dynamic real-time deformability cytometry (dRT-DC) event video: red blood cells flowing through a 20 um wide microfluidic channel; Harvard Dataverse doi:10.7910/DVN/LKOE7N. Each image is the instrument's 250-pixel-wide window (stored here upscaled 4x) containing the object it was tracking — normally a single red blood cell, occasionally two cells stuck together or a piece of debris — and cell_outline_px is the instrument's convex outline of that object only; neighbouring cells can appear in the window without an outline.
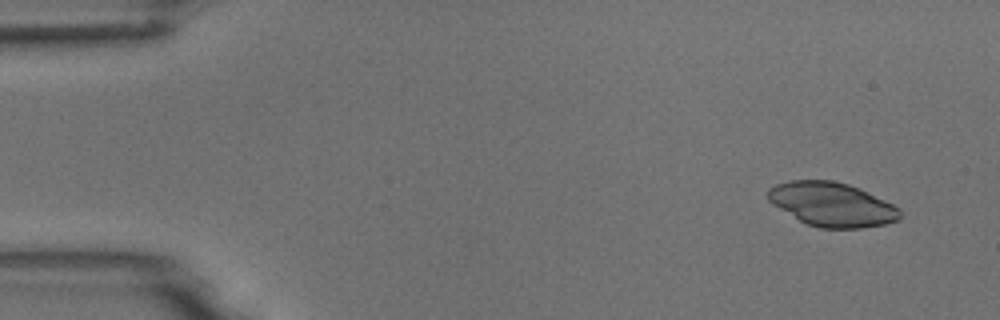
{"species": "common noctule bat (a hibernating species)", "species_latin": "Nyctalus noctula", "temperature_condition": "room temperature", "stored_images_in_passage": 5, "segment_of_instrument_passage": [2, 2], "camera_frame_rate_fps": 3000, "um_per_image_px": 0.085, "animal": {"sex": "male", "body_mass_g": 18.8}, "frame": {"image": 1, "passage_image": 5, "time_ms": 1.333, "image_size_px": [1000, 320], "cell_outline_px": [[900, 216], [896, 220], [884, 224], [864, 228], [820, 228], [808, 224], [800, 220], [772, 204], [768, 200], [768, 188], [776, 184], [788, 180], [832, 180], [848, 184], [860, 188], [900, 208]], "centroid_in_image_um": [70.7, 17.36], "position_along_channel_um": 14.3, "area_um2": 33.7}}